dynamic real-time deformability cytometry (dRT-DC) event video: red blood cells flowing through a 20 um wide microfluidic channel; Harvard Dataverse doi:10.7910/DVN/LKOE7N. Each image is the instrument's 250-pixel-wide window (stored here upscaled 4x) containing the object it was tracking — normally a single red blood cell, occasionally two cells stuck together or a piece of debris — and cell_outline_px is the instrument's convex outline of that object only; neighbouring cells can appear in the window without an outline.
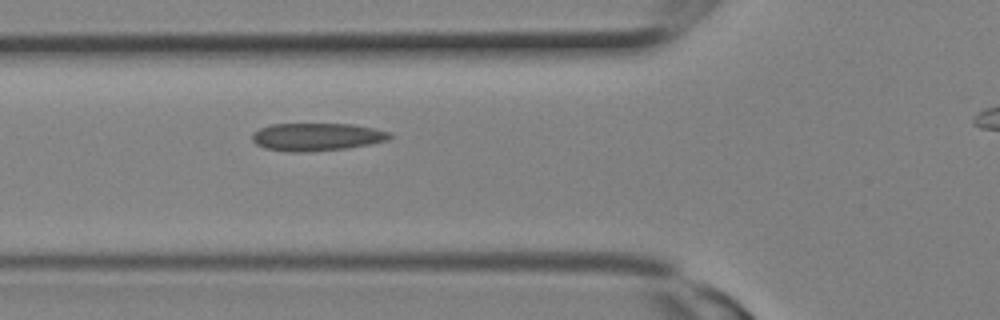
{"species": "Egyptian fruit bat (a non-hibernating species)", "species_latin": "Rousettus aegyptiacus", "temperature_condition": "room temperature", "stored_images_in_passage": 10, "camera_frame_rate_fps": 3000, "um_per_image_px": 0.085, "animal": {"sex": "female"}, "frame": {"image": 1, "passage_image": 10, "time_ms": 3.0, "image_size_px": [1000, 320], "cell_outline_px": [[392, 136], [388, 140], [348, 148], [308, 152], [288, 152], [264, 148], [256, 144], [252, 140], [252, 132], [260, 128], [272, 124], [352, 124], [392, 132]], "centroid_in_image_um": [26.9, 11.64], "position_along_channel_um": 98.9, "area_um2": 22.37}}